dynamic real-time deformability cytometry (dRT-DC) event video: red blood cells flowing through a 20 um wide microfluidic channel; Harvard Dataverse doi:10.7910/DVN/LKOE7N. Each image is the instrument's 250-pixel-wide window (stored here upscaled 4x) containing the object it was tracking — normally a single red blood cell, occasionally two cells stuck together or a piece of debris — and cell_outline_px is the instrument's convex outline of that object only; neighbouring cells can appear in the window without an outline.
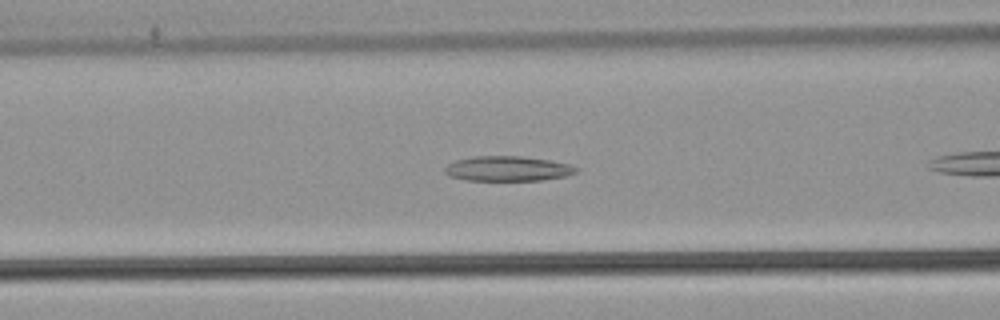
{"species": "common noctule bat (a hibernating species)", "species_latin": "Nyctalus noctula", "temperature_condition": "warm", "stored_images_in_passage": 20, "camera_frame_rate_fps": 3000, "um_per_image_px": 0.085, "animal": {"sex": "male", "body_mass_g": 21.5, "forearm_length_mm": 52.0}, "frame": {"image": 1, "passage_image": 6, "time_ms": 1.667, "image_size_px": [1000, 320], "cell_outline_px": [[580, 172], [568, 176], [544, 180], [464, 180], [448, 176], [444, 172], [444, 168], [448, 164], [456, 160], [472, 156], [520, 156], [548, 160], [568, 164], [580, 168]], "centroid_in_image_um": [43.18, 14.34], "position_along_channel_um": 123.4, "area_um2": 19.31}}
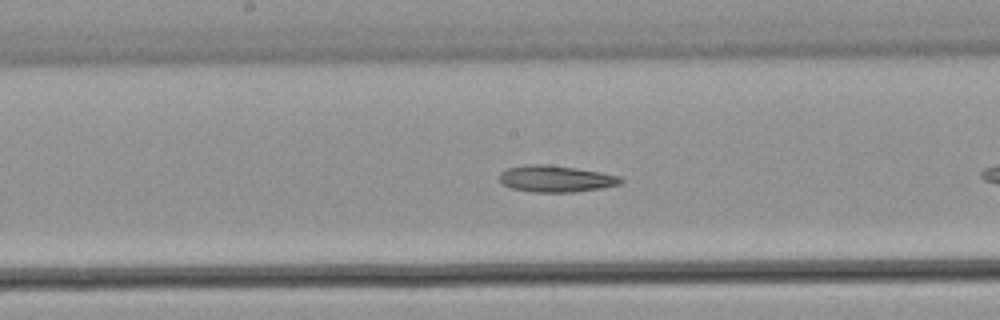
{"frame": {"image": 2, "passage_image": 12, "time_ms": 3.667, "image_size_px": [1000, 320], "cell_outline_px": [[624, 180], [620, 184], [604, 188], [576, 192], [532, 192], [512, 188], [500, 184], [500, 172], [508, 168], [524, 164], [544, 164], [576, 168], [600, 172], [620, 176]], "centroid_in_image_um": [47.25, 15.2], "position_along_channel_um": 201.0, "area_um2": 18.96}}
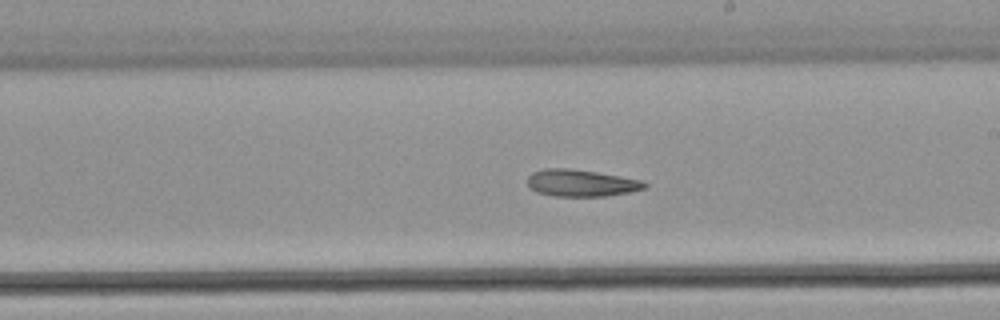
{"frame": {"image": 3, "passage_image": 15, "time_ms": 4.667, "image_size_px": [1000, 320], "cell_outline_px": [[648, 188], [632, 192], [608, 196], [552, 196], [536, 192], [528, 188], [528, 176], [532, 172], [544, 168], [568, 168], [596, 172], [620, 176], [640, 180], [648, 184]], "centroid_in_image_um": [49.39, 15.56], "position_along_channel_um": 239.6, "area_um2": 18.61}}